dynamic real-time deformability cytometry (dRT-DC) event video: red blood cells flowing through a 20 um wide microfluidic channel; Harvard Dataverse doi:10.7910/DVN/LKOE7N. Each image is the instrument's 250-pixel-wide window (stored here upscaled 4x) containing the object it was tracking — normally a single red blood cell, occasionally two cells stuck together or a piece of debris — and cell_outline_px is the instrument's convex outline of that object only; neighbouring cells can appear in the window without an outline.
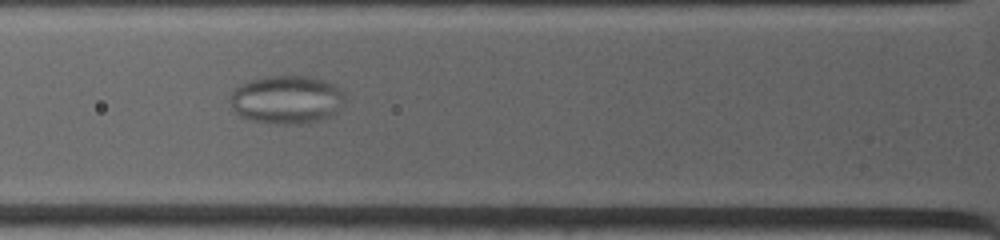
{"species": "common noctule bat (a hibernating species)", "species_latin": "Nyctalus noctula", "temperature_condition": "warm", "stored_images_in_passage": 38, "camera_frame_rate_fps": 4500, "um_per_image_px": 0.085, "animal": {"sex": "female", "body_mass_g": 19.0, "forearm_length_mm": 53.3}, "frame": {"image": 1, "passage_image": 6, "time_ms": 1.111, "image_size_px": [1000, 240], "cell_outline_px": [[344, 100], [336, 112], [332, 116], [304, 124], [284, 124], [252, 120], [240, 116], [232, 108], [232, 92], [236, 88], [252, 80], [264, 76], [308, 76], [324, 80], [340, 88], [344, 92]], "centroid_in_image_um": [24.41, 8.47], "position_along_channel_um": 101.4, "area_um2": 31.96}}